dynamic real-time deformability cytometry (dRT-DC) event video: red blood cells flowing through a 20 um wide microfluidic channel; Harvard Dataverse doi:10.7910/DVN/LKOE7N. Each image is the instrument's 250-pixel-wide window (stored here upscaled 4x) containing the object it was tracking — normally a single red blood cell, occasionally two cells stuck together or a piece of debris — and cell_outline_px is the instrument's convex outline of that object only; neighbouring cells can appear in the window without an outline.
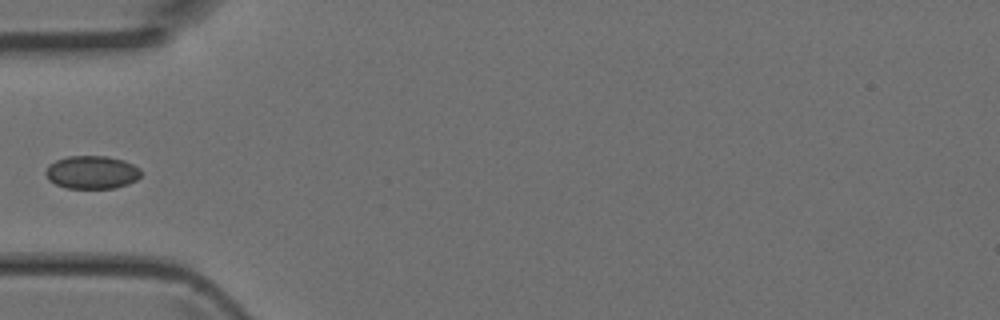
{"species": "Egyptian fruit bat (a non-hibernating species)", "species_latin": "Rousettus aegyptiacus", "temperature_condition": "room temperature", "stored_images_in_passage": 3, "camera_frame_rate_fps": 3000, "um_per_image_px": 0.085, "animal": {"sex": "female"}, "frame": {"image": 1, "passage_image": 3, "time_ms": 0.667, "image_size_px": [1000, 320], "cell_outline_px": [[140, 176], [136, 180], [128, 184], [116, 188], [68, 188], [56, 184], [48, 180], [44, 172], [48, 164], [56, 160], [68, 156], [108, 156], [124, 160], [140, 168]], "centroid_in_image_um": [7.79, 14.64], "position_along_channel_um": 77.2, "area_um2": 18.5}}